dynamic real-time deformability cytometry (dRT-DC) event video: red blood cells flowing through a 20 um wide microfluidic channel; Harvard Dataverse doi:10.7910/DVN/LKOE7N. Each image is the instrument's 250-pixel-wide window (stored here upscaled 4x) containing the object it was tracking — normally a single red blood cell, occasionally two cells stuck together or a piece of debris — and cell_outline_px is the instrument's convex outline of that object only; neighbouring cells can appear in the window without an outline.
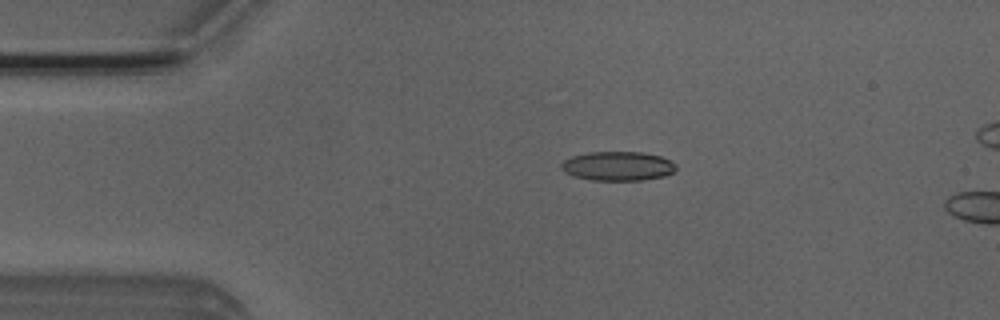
{"species": "Egyptian fruit bat (a non-hibernating species)", "species_latin": "Rousettus aegyptiacus", "temperature_condition": "room temperature", "stored_images_in_passage": 13, "camera_frame_rate_fps": 3000, "um_per_image_px": 0.085, "animal": {"sex": "male"}, "frame": {"image": 1, "passage_image": 10, "time_ms": 3.0, "image_size_px": [1000, 320], "cell_outline_px": [[676, 168], [672, 172], [664, 176], [644, 180], [592, 180], [576, 176], [564, 172], [560, 168], [560, 164], [564, 160], [572, 156], [588, 152], [640, 152], [660, 156], [676, 164]], "centroid_in_image_um": [52.49, 14.11], "position_along_channel_um": 32.5, "area_um2": 19.42}}